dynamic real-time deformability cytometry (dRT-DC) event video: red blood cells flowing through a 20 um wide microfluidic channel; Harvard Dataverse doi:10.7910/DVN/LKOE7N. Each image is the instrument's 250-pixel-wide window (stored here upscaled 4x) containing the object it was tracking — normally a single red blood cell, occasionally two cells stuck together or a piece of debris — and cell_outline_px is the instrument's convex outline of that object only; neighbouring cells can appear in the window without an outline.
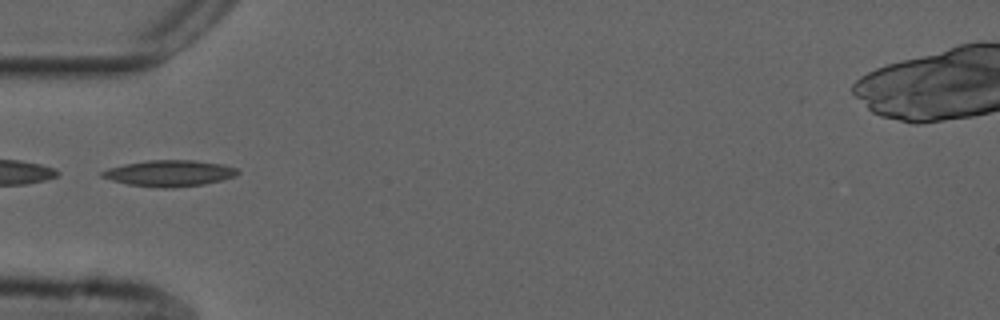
{"species": "common noctule bat (a hibernating species)", "species_latin": "Nyctalus noctula", "temperature_condition": "cold", "stored_images_in_passage": 37, "camera_frame_rate_fps": 3000, "um_per_image_px": 0.085, "animal": {"sex": "male", "forearm_length_mm": 52.5}, "frame": {"image": 1, "passage_image": 1, "time_ms": 0.0, "image_size_px": [1000, 320], "cell_outline_px": [[240, 172], [236, 176], [204, 184], [172, 188], [164, 188], [128, 184], [112, 180], [100, 176], [100, 172], [108, 168], [124, 164], [148, 160], [192, 160], [224, 164], [236, 168]], "centroid_in_image_um": [14.41, 14.72], "position_along_channel_um": 70.6, "area_um2": 20.63}}